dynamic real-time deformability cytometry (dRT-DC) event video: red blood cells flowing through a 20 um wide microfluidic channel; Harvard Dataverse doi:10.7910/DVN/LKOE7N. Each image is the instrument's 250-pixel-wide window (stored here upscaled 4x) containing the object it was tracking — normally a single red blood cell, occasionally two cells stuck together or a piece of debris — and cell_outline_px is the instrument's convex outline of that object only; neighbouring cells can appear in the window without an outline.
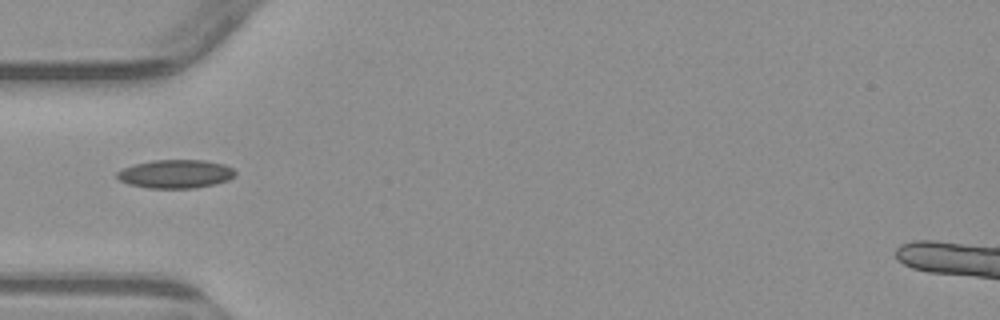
{"species": "common noctule bat (a hibernating species)", "species_latin": "Nyctalus noctula", "temperature_condition": "warm", "stored_images_in_passage": 5, "camera_frame_rate_fps": 3000, "um_per_image_px": 0.085, "animal": {"sex": "male", "body_mass_g": 23.1, "forearm_length_mm": 52.7}, "frame": {"image": 1, "passage_image": 4, "time_ms": 3.667, "image_size_px": [1000, 320], "cell_outline_px": [[236, 176], [228, 180], [216, 184], [196, 188], [148, 188], [128, 184], [120, 180], [116, 176], [116, 172], [124, 168], [136, 164], [152, 160], [204, 160], [224, 164], [232, 168], [236, 172]], "centroid_in_image_um": [14.95, 14.79], "position_along_channel_um": 70.0, "area_um2": 19.71}}
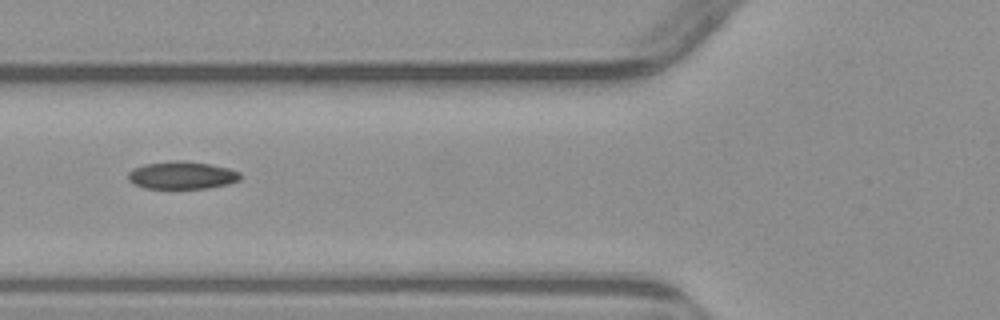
{"frame": {"image": 2, "passage_image": 5, "time_ms": 4.667, "image_size_px": [1000, 320], "cell_outline_px": [[240, 180], [228, 184], [208, 188], [144, 188], [132, 184], [128, 180], [128, 172], [132, 168], [144, 164], [172, 160], [184, 160], [212, 164], [228, 168], [240, 172]], "centroid_in_image_um": [15.44, 14.88], "position_along_channel_um": 110.4, "area_um2": 18.32}}